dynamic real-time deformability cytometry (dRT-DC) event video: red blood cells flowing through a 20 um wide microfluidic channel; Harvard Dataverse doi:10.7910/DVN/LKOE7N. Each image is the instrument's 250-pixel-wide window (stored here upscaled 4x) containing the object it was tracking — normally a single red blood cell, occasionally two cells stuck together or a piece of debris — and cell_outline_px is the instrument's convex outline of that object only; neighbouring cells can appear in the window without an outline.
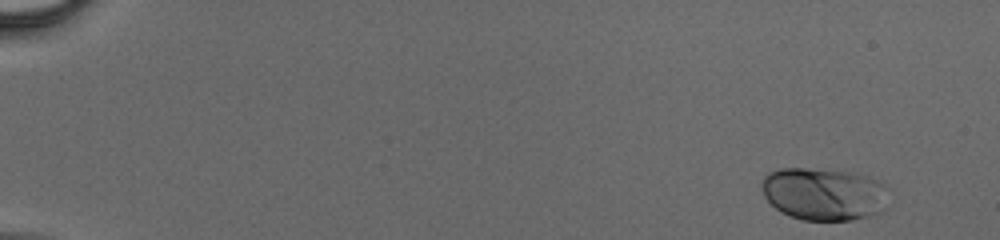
{"species": "human", "species_latin": "Homo sapiens", "temperature_condition": "cold", "stored_images_in_passage": 44, "camera_frame_rate_fps": 3000, "um_per_image_px": 0.085, "donor": {"sex": "male"}, "frame": {"image": 1, "passage_image": 1, "time_ms": 0.0, "image_size_px": [1000, 240], "cell_outline_px": [[884, 212], [852, 220], [800, 220], [788, 216], [780, 212], [764, 196], [764, 176], [768, 172], [780, 168], [804, 168], [860, 172], [880, 180], [884, 208]], "centroid_in_image_um": [69.99, 16.48], "position_along_channel_um": 15.0, "area_um2": 38.73}}
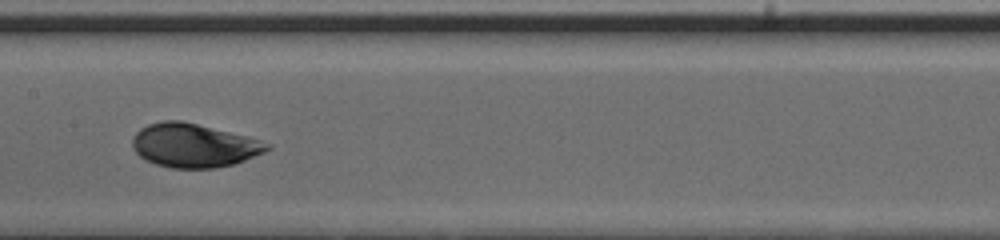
{"frame": {"image": 2, "passage_image": 24, "time_ms": 7.667, "image_size_px": [1000, 240], "cell_outline_px": [[272, 148], [264, 152], [244, 160], [232, 164], [216, 168], [172, 168], [156, 164], [144, 160], [132, 148], [132, 136], [140, 128], [148, 124], [164, 120], [180, 120], [248, 136], [272, 144]], "centroid_in_image_um": [16.46, 12.36], "position_along_channel_um": 190.9, "area_um2": 34.39}}
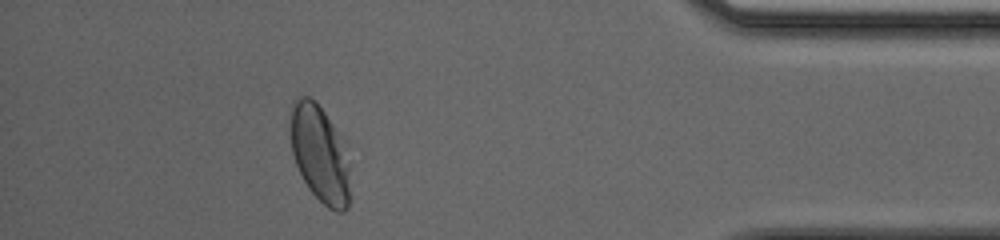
{"frame": {"image": 3, "passage_image": 41, "time_ms": 13.333, "image_size_px": [1000, 240], "cell_outline_px": [[348, 208], [344, 212], [336, 212], [328, 208], [308, 188], [296, 164], [292, 152], [292, 100], [296, 96], [308, 96], [316, 100], [332, 124], [336, 132], [348, 164]], "centroid_in_image_um": [27.15, 13.08], "position_along_channel_um": 408.0, "area_um2": 32.6}}